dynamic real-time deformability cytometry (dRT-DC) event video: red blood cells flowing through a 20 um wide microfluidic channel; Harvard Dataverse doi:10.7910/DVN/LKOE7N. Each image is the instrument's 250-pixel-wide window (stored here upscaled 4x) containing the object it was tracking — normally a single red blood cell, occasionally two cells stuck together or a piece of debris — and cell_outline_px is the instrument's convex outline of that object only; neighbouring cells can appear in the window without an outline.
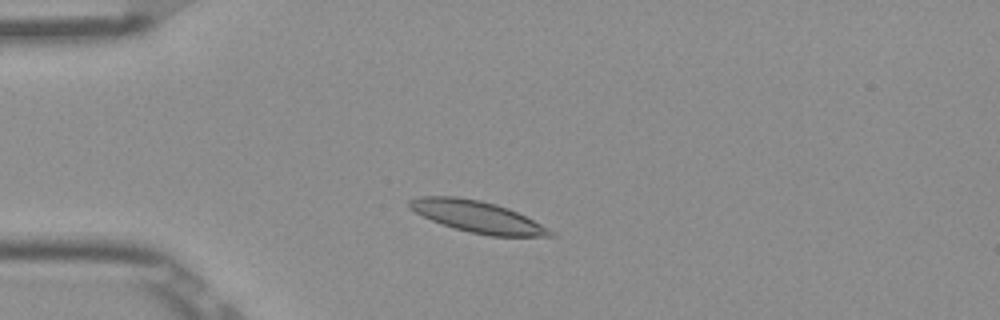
{"species": "Egyptian fruit bat (a non-hibernating species)", "species_latin": "Rousettus aegyptiacus", "temperature_condition": "room temperature", "stored_images_in_passage": 26, "camera_frame_rate_fps": 3000, "um_per_image_px": 0.085, "frame": {"image": 1, "passage_image": 9, "time_ms": 2.667, "image_size_px": [1000, 320], "cell_outline_px": [[556, 236], [488, 236], [468, 232], [432, 220], [408, 208], [408, 200], [420, 196], [456, 196], [480, 200], [496, 204], [508, 208], [556, 232]], "centroid_in_image_um": [40.57, 18.41], "position_along_channel_um": 44.4, "area_um2": 25.66}}
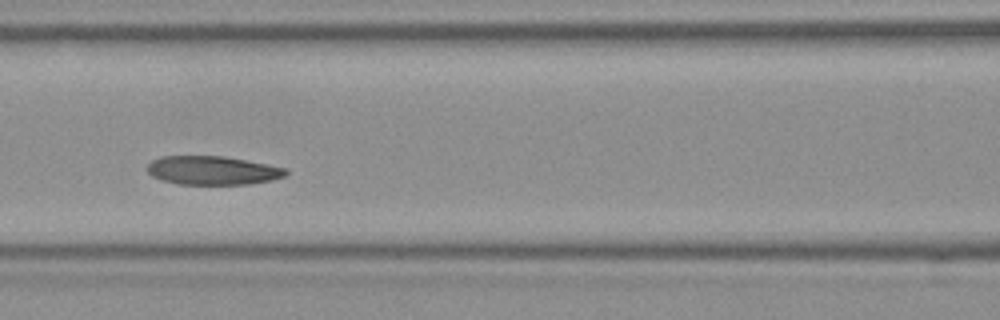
{"frame": {"image": 2, "passage_image": 19, "time_ms": 6.0, "image_size_px": [1000, 320], "cell_outline_px": [[288, 172], [284, 176], [272, 180], [252, 184], [180, 184], [160, 180], [152, 176], [148, 172], [148, 164], [152, 160], [160, 156], [224, 156], [268, 164], [288, 168]], "centroid_in_image_um": [18.08, 14.48], "position_along_channel_um": 148.5, "area_um2": 23.29}}
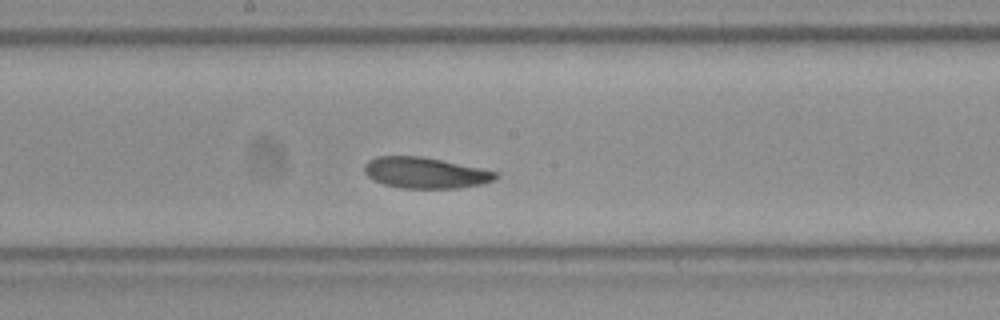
{"frame": {"image": 3, "passage_image": 24, "time_ms": 7.667, "image_size_px": [1000, 320], "cell_outline_px": [[500, 176], [496, 180], [484, 184], [460, 188], [400, 188], [384, 184], [368, 176], [364, 172], [364, 164], [368, 160], [376, 156], [420, 156], [500, 172]], "centroid_in_image_um": [36.19, 14.69], "position_along_channel_um": 212.0, "area_um2": 23.81}}